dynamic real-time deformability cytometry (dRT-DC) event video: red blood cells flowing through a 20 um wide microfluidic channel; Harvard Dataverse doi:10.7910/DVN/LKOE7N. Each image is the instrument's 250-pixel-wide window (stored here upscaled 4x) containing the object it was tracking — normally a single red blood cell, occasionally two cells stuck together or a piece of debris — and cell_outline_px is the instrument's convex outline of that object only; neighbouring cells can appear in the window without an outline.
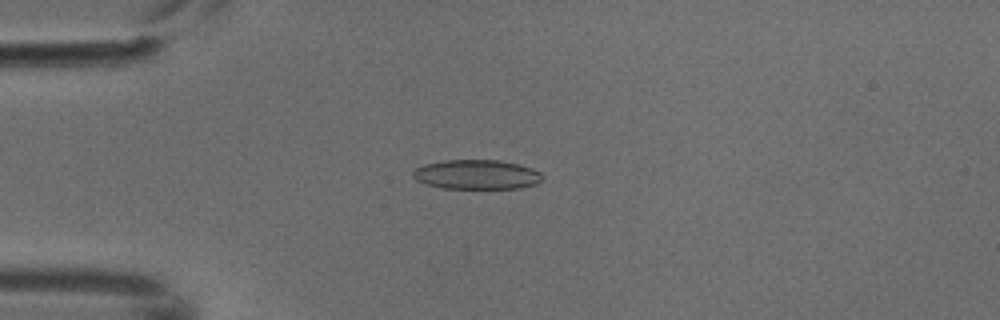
{"species": "common noctule bat (a hibernating species)", "species_latin": "Nyctalus noctula", "temperature_condition": "cold", "stored_images_in_passage": 6, "camera_frame_rate_fps": 3000, "um_per_image_px": 0.085, "animal": {"sex": "male", "body_mass_g": 18.8}, "frame": {"image": 1, "passage_image": 4, "time_ms": 1.0, "image_size_px": [1000, 320], "cell_outline_px": [[544, 176], [536, 184], [520, 188], [444, 188], [428, 184], [416, 180], [412, 176], [412, 172], [416, 168], [424, 164], [444, 160], [500, 160], [532, 168], [540, 172]], "centroid_in_image_um": [40.51, 14.83], "position_along_channel_um": 44.5, "area_um2": 22.14}}